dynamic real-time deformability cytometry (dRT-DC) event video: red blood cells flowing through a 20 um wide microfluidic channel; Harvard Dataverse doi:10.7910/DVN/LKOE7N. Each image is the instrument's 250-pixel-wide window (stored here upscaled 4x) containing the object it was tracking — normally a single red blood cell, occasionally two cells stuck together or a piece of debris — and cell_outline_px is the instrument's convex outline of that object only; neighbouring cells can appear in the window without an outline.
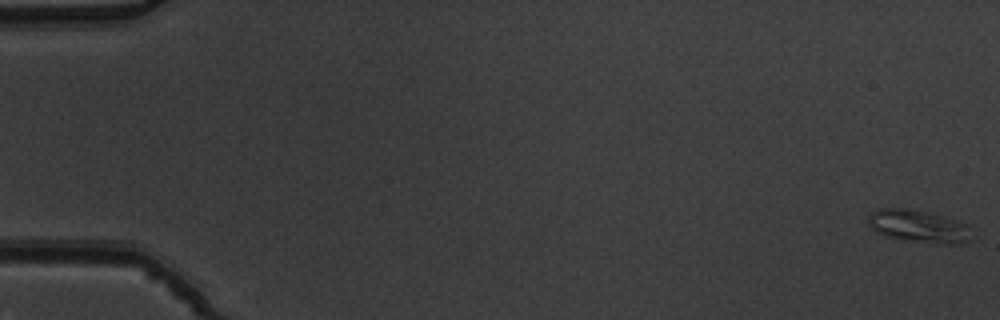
{"species": "common noctule bat (a hibernating species)", "species_latin": "Nyctalus noctula", "temperature_condition": "warm", "stored_images_in_passage": 54, "camera_frame_rate_fps": 3000, "um_per_image_px": 0.085, "animal": {"sex": "male", "body_mass_g": 19.5, "forearm_length_mm": 54.6}, "frame": {"image": 1, "passage_image": 1, "time_ms": 0.0, "image_size_px": [1000, 320], "cell_outline_px": [[968, 240], [956, 244], [944, 244], [884, 236], [876, 232], [868, 224], [868, 216], [872, 212], [880, 208], [904, 208], [924, 212], [956, 220], [968, 224]], "centroid_in_image_um": [78.01, 19.22], "position_along_channel_um": 7.0, "area_um2": 18.96}}
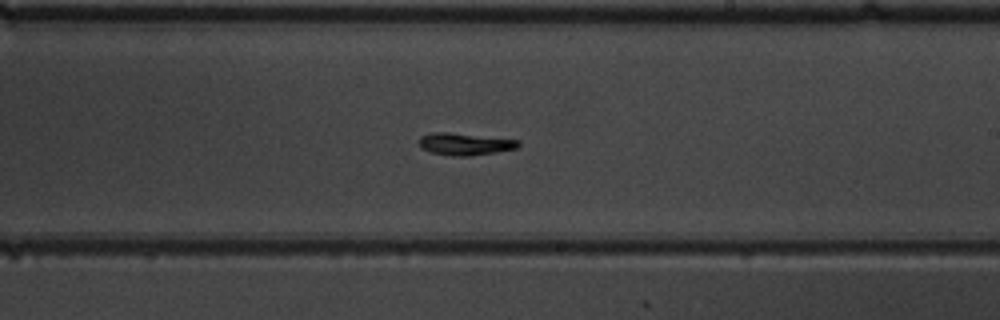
{"frame": {"image": 2, "passage_image": 33, "time_ms": 10.667, "image_size_px": [1000, 320], "cell_outline_px": [[520, 144], [516, 148], [496, 152], [468, 156], [452, 156], [432, 152], [420, 148], [416, 140], [420, 136], [432, 132], [448, 132], [520, 140]], "centroid_in_image_um": [39.45, 12.23], "position_along_channel_um": 249.5, "area_um2": 12.89}}
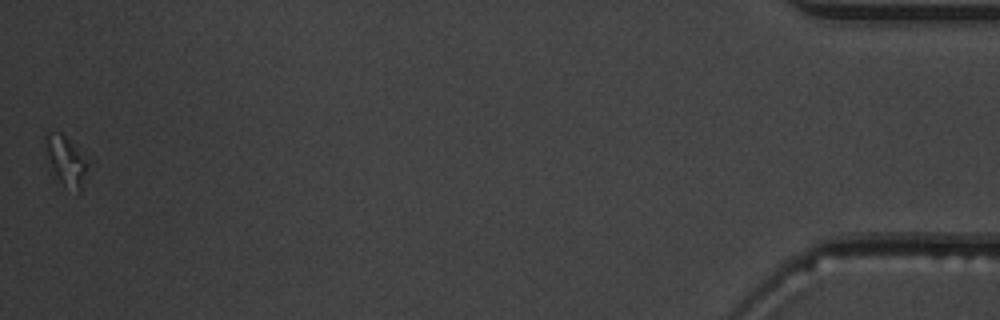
{"frame": {"image": 3, "passage_image": 54, "time_ms": 17.667, "image_size_px": [1000, 320], "cell_outline_px": [[88, 164], [80, 192], [64, 184], [56, 176], [48, 156], [44, 136], [48, 132], [60, 132], [76, 144], [88, 160]], "centroid_in_image_um": [5.64, 13.58], "position_along_channel_um": 429.6, "area_um2": 11.79}, "authors_computed_cell_mechanics": {"area_um2": 12.6004, "velocity_mm_per_s": 3.8357, "shape_relaxation_time_tau1_ms": 1.5043, "shape_relaxation_time_tau2_ms": 2.6203, "deformation_change_tau1": 0.1143, "deformation_change_tau2": 0.0926}}